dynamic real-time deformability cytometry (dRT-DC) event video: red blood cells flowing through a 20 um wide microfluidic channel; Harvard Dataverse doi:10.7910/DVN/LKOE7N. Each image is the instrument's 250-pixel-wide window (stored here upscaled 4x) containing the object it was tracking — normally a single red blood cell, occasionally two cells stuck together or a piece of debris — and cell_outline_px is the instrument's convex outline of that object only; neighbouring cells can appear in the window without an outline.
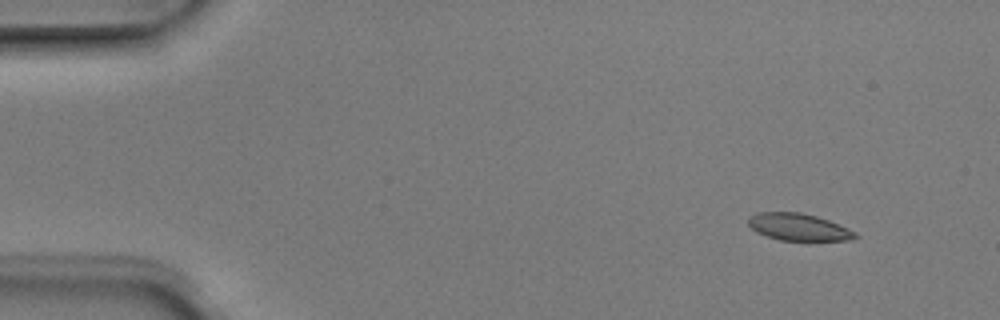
{"species": "Egyptian fruit bat (a non-hibernating species)", "species_latin": "Rousettus aegyptiacus", "temperature_condition": "room temperature", "stored_images_in_passage": 3, "camera_frame_rate_fps": 3000, "um_per_image_px": 0.085, "animal": {"sex": "male"}, "frame": {"image": 1, "passage_image": 1, "time_ms": 0.0, "image_size_px": [1000, 320], "cell_outline_px": [[860, 236], [848, 240], [780, 240], [756, 232], [748, 224], [748, 216], [756, 212], [800, 212], [816, 216], [828, 220], [856, 232]], "centroid_in_image_um": [67.84, 19.29], "position_along_channel_um": 17.2, "area_um2": 16.76}}